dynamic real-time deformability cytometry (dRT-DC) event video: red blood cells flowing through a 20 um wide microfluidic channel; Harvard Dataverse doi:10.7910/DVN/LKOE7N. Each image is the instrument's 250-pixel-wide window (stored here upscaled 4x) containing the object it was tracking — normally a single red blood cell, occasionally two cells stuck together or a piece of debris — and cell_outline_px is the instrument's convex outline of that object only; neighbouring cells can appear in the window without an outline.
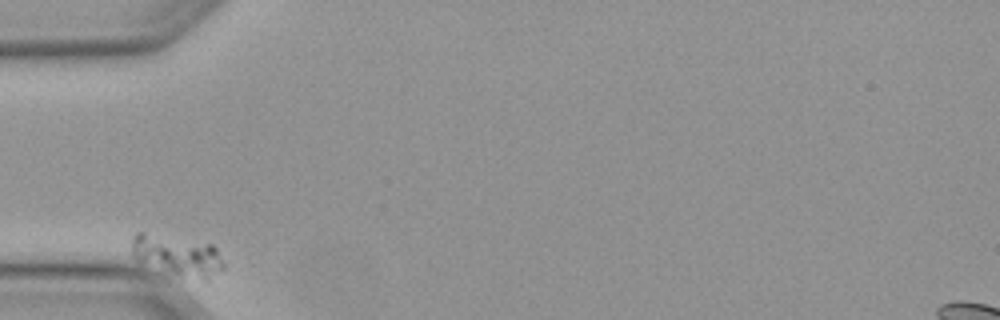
{"species": "Egyptian fruit bat (a non-hibernating species)", "species_latin": "Rousettus aegyptiacus", "temperature_condition": "warm", "stored_images_in_passage": 32, "camera_frame_rate_fps": 3000, "um_per_image_px": 0.085, "animal": {"sex": "female"}, "frame": {"image": 1, "passage_image": 1, "time_ms": 0.0, "image_size_px": [1000, 320], "cell_outline_px": [[224, 272], [208, 280], [180, 280], [136, 260], [132, 256], [132, 236], [136, 232], [144, 232], [212, 244], [216, 248], [224, 264]], "centroid_in_image_um": [15.1, 21.8], "position_along_channel_um": 69.9, "area_um2": 22.83}}
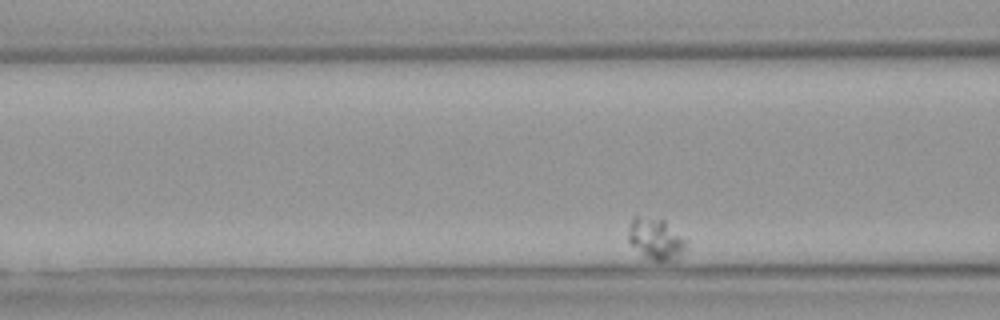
{"frame": {"image": 2, "passage_image": 6, "time_ms": 1.667, "image_size_px": [1000, 320], "cell_outline_px": [[688, 240], [684, 252], [676, 260], [652, 260], [644, 256], [628, 240], [628, 228], [632, 216], [636, 216], [664, 220]], "centroid_in_image_um": [55.77, 20.3], "position_along_channel_um": 110.8, "area_um2": 13.93}}
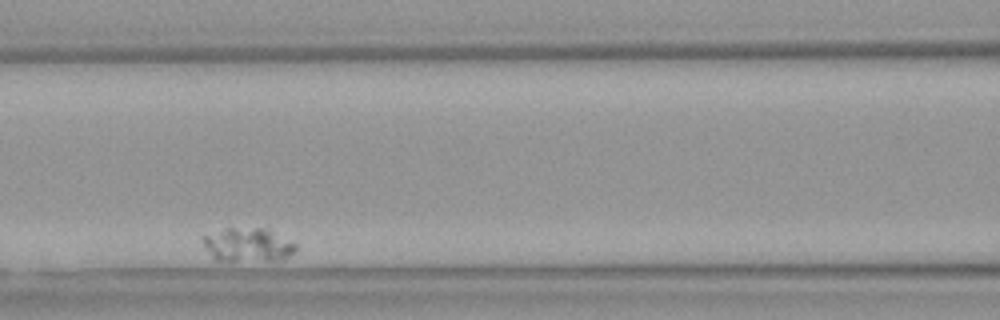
{"frame": {"image": 3, "passage_image": 10, "time_ms": 3.0, "image_size_px": [1000, 320], "cell_outline_px": [[296, 252], [280, 260], [216, 260], [212, 256], [200, 240], [200, 236], [224, 228], [268, 228], [296, 244]], "centroid_in_image_um": [21.05, 20.79], "position_along_channel_um": 145.6, "area_um2": 18.32}}